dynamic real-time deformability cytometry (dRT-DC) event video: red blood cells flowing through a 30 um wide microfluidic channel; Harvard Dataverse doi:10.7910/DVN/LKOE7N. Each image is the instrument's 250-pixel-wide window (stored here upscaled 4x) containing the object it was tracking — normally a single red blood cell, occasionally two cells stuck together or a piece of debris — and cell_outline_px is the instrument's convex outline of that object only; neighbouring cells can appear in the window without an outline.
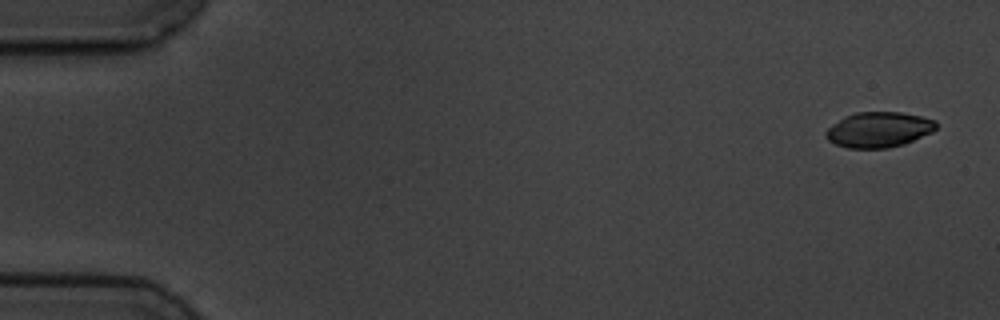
{"species": "common noctule bat (a hibernating species)", "species_latin": "Nyctalus noctula", "temperature_condition": "cold", "stored_images_in_passage": 6, "segment_of_instrument_passage": [1, 2], "camera_frame_rate_fps": 3000, "um_per_image_px": 0.085, "animal": {"sex": "male", "body_mass_g": 19.5, "forearm_length_mm": 54.6}, "frame": {"image": 1, "passage_image": 1, "time_ms": 0.0, "image_size_px": [1000, 320], "cell_outline_px": [[936, 128], [932, 132], [904, 144], [888, 148], [848, 148], [836, 144], [828, 140], [824, 136], [824, 132], [832, 124], [844, 116], [856, 112], [900, 112], [920, 116], [936, 120]], "centroid_in_image_um": [74.67, 11.02], "position_along_channel_um": 10.3, "area_um2": 22.77}}